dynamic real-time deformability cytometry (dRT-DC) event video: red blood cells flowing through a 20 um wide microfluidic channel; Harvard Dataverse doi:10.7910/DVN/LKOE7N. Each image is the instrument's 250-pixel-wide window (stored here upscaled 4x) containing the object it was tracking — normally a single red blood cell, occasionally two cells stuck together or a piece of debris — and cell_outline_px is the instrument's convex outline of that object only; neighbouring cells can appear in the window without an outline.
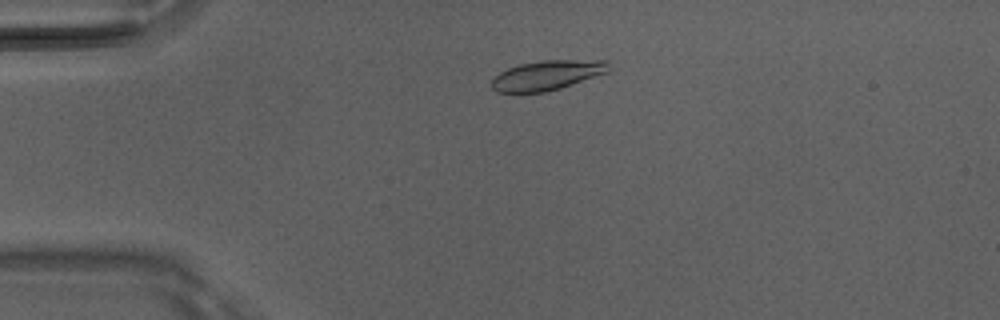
{"species": "Egyptian fruit bat (a non-hibernating species)", "species_latin": "Rousettus aegyptiacus", "temperature_condition": "room temperature", "stored_images_in_passage": 5, "camera_frame_rate_fps": 3000, "um_per_image_px": 0.085, "animal": {"sex": "male"}, "frame": {"image": 1, "passage_image": 3, "time_ms": 0.667, "image_size_px": [1000, 320], "cell_outline_px": [[608, 72], [560, 88], [544, 92], [496, 92], [492, 88], [492, 80], [500, 72], [508, 68], [520, 64], [540, 60], [608, 60]], "centroid_in_image_um": [46.5, 6.39], "position_along_channel_um": 38.5, "area_um2": 20.06}}